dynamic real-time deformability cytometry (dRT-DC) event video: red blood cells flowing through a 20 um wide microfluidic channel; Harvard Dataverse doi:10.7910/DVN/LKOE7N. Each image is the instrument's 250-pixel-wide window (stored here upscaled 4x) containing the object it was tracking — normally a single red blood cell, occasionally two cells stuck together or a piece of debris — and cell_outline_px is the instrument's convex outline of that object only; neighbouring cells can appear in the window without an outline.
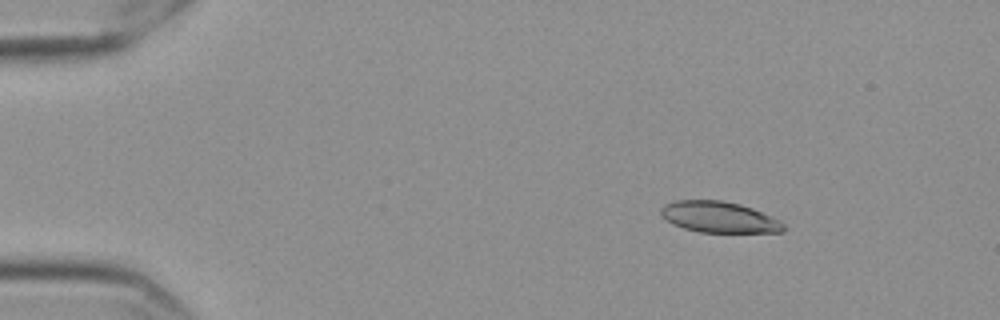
{"species": "Egyptian fruit bat (a non-hibernating species)", "species_latin": "Rousettus aegyptiacus", "temperature_condition": "cold", "stored_images_in_passage": 57, "camera_frame_rate_fps": 3000, "um_per_image_px": 0.085, "frame": {"image": 1, "passage_image": 8, "time_ms": 2.333, "image_size_px": [1000, 320], "cell_outline_px": [[784, 232], [700, 232], [684, 228], [672, 224], [660, 216], [660, 208], [664, 204], [676, 200], [724, 200], [740, 204], [752, 208], [772, 216], [780, 220], [784, 224]], "centroid_in_image_um": [61.1, 18.44], "position_along_channel_um": 23.9, "area_um2": 22.37}}
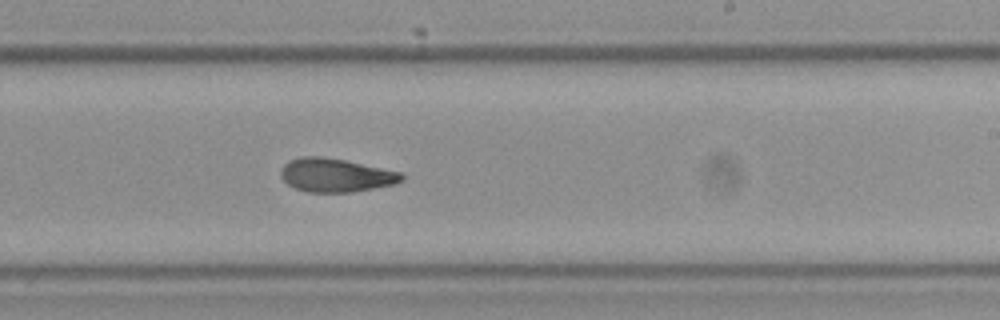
{"frame": {"image": 2, "passage_image": 35, "time_ms": 11.333, "image_size_px": [1000, 320], "cell_outline_px": [[404, 180], [392, 184], [352, 192], [308, 192], [296, 188], [288, 184], [280, 176], [280, 172], [284, 164], [288, 160], [300, 156], [320, 156], [344, 160], [400, 172], [404, 176]], "centroid_in_image_um": [28.49, 14.88], "position_along_channel_um": 260.5, "area_um2": 23.41}}
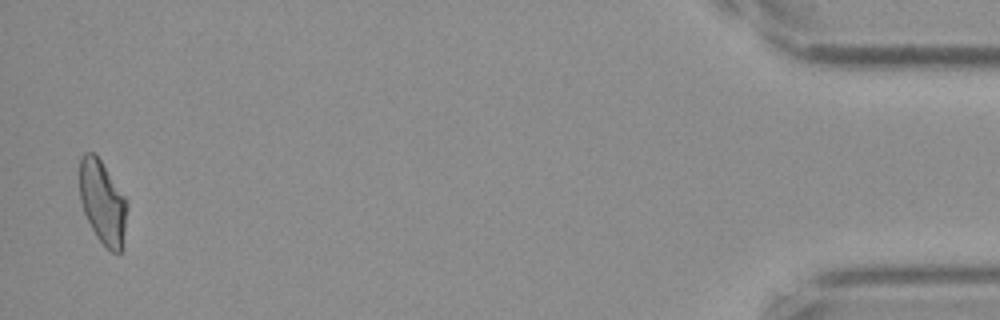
{"frame": {"image": 3, "passage_image": 56, "time_ms": 18.333, "image_size_px": [1000, 320], "cell_outline_px": [[128, 204], [124, 248], [120, 252], [112, 252], [96, 236], [84, 212], [80, 200], [80, 156], [84, 152], [92, 152], [100, 160], [128, 200]], "centroid_in_image_um": [8.76, 17.22], "position_along_channel_um": 426.4, "area_um2": 23.24}, "authors_computed_cell_mechanics": {"area_um2": 23.5824, "velocity_mm_per_s": 3.5634, "shape_relaxation_time_tau1_ms": 7.0358, "shape_relaxation_time_tau2_ms": 3.0897, "deformation_change_tau1": 0.1683, "deformation_change_tau2": 0.1001}}